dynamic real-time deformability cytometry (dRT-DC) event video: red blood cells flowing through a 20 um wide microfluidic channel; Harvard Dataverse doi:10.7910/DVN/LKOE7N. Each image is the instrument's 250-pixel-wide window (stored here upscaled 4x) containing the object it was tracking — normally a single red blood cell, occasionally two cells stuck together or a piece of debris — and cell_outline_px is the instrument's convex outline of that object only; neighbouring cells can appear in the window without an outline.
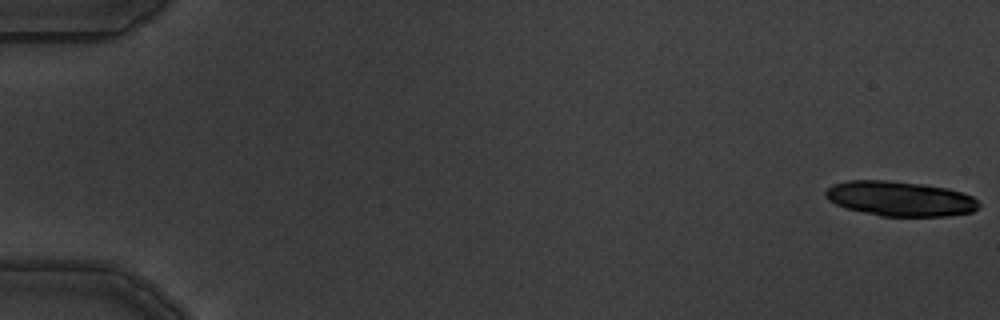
{"species": "common noctule bat (a hibernating species)", "species_latin": "Nyctalus noctula", "temperature_condition": "warm", "stored_images_in_passage": 6, "segment_of_instrument_passage": [1, 2], "camera_frame_rate_fps": 3000, "um_per_image_px": 0.085, "animal": {"sex": "male", "body_mass_g": 19.5, "forearm_length_mm": 54.6}, "frame": {"image": 1, "passage_image": 1, "time_ms": 0.0, "image_size_px": [1000, 320], "cell_outline_px": [[980, 208], [972, 212], [948, 216], [880, 216], [848, 208], [836, 204], [828, 200], [824, 192], [832, 184], [848, 180], [888, 180], [924, 184], [948, 188], [972, 196], [980, 204]], "centroid_in_image_um": [76.52, 16.88], "position_along_channel_um": 8.5, "area_um2": 31.21}}